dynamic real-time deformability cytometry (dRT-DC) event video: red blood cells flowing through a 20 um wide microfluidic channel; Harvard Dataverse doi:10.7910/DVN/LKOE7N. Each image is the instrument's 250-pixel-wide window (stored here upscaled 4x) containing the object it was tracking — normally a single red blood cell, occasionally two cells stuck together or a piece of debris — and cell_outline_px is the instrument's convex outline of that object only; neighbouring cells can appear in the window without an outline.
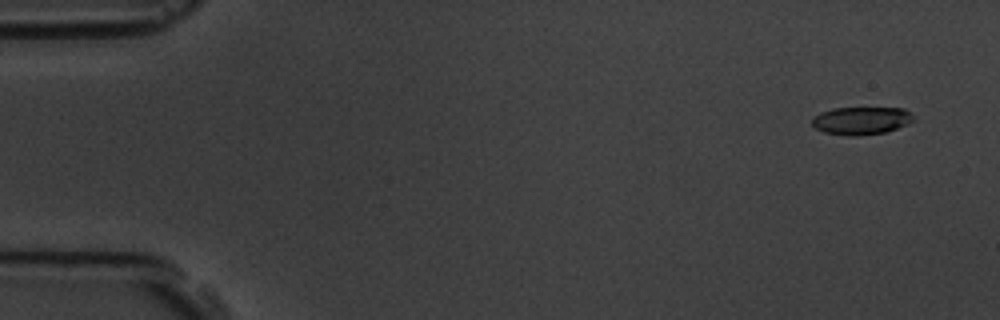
{"species": "common noctule bat (a hibernating species)", "species_latin": "Nyctalus noctula", "temperature_condition": "room temperature", "stored_images_in_passage": 5, "camera_frame_rate_fps": 3000, "um_per_image_px": 0.085, "animal": {"sex": "male", "body_mass_g": 19.5, "forearm_length_mm": 54.6}, "frame": {"image": 1, "passage_image": 1, "time_ms": 0.0, "image_size_px": [1000, 320], "cell_outline_px": [[912, 120], [908, 124], [884, 132], [856, 136], [848, 136], [824, 132], [816, 128], [812, 124], [812, 116], [820, 112], [832, 108], [904, 108], [912, 116]], "centroid_in_image_um": [73.15, 10.25], "position_along_channel_um": 11.9, "area_um2": 16.3}}
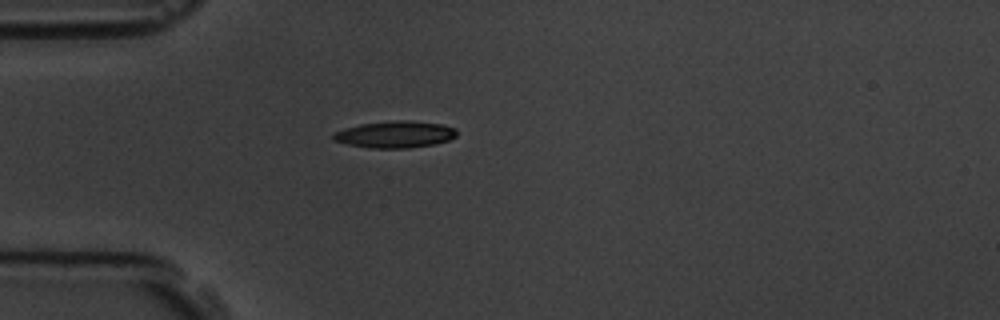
{"frame": {"image": 2, "passage_image": 4, "time_ms": 4.333, "image_size_px": [1000, 320], "cell_outline_px": [[456, 136], [448, 140], [436, 144], [408, 148], [368, 148], [348, 144], [332, 140], [332, 132], [344, 128], [360, 124], [396, 120], [404, 120], [440, 124], [456, 128]], "centroid_in_image_um": [33.54, 11.43], "position_along_channel_um": 51.5, "area_um2": 19.31}}